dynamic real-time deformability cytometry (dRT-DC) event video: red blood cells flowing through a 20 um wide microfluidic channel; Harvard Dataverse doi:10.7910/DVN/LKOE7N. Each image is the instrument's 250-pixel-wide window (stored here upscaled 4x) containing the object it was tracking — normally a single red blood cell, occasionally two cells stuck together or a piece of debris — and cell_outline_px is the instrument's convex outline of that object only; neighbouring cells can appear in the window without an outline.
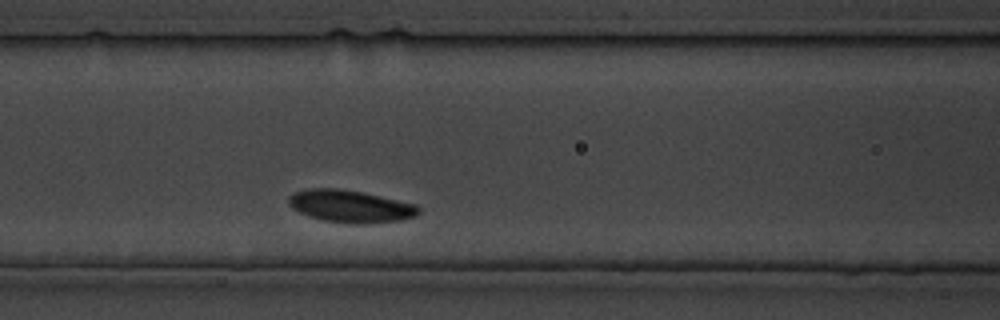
{"species": "common noctule bat (a hibernating species)", "species_latin": "Nyctalus noctula", "temperature_condition": "cold", "stored_images_in_passage": 24, "camera_frame_rate_fps": 3000, "um_per_image_px": 0.085, "animal": {"sex": "male", "body_mass_g": 19.5, "forearm_length_mm": 54.6}, "frame": {"image": 1, "passage_image": 8, "time_ms": 9.0, "image_size_px": [1000, 320], "cell_outline_px": [[420, 212], [416, 216], [400, 220], [324, 220], [300, 212], [292, 208], [288, 204], [288, 196], [296, 192], [308, 188], [336, 188], [360, 192], [380, 196], [416, 204], [420, 208]], "centroid_in_image_um": [29.75, 17.46], "position_along_channel_um": 136.9, "area_um2": 23.06}}
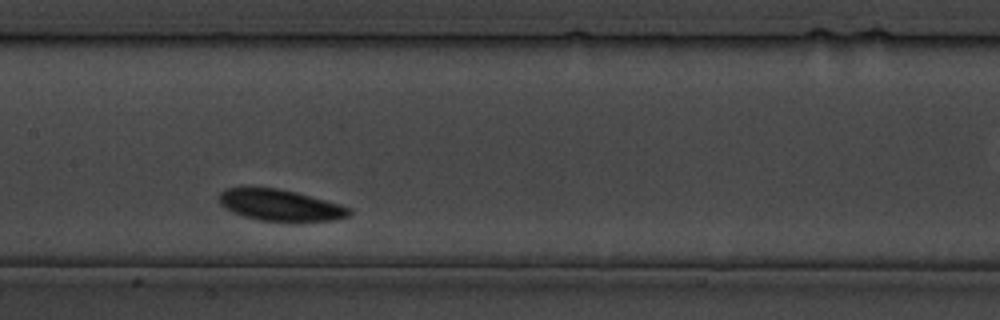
{"frame": {"image": 2, "passage_image": 11, "time_ms": 12.333, "image_size_px": [1000, 320], "cell_outline_px": [[352, 212], [348, 216], [336, 220], [300, 224], [292, 224], [260, 220], [244, 216], [232, 212], [224, 208], [220, 204], [220, 192], [224, 188], [276, 188], [296, 192], [340, 204], [352, 208]], "centroid_in_image_um": [23.89, 17.5], "position_along_channel_um": 183.5, "area_um2": 24.57}}